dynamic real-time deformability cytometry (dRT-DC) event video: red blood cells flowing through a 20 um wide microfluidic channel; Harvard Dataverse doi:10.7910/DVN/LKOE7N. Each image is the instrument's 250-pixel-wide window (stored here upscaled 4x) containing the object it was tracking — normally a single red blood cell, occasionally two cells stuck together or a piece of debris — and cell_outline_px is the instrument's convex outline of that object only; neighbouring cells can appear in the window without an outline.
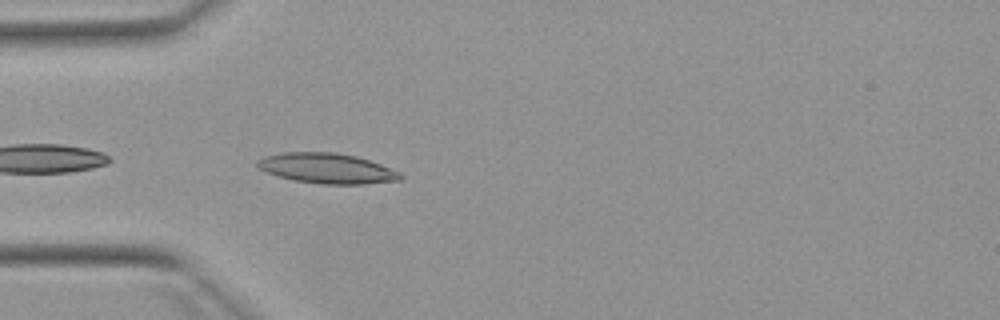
{"species": "Egyptian fruit bat (a non-hibernating species)", "species_latin": "Rousettus aegyptiacus", "temperature_condition": "warm", "stored_images_in_passage": 9, "camera_frame_rate_fps": 3000, "um_per_image_px": 0.085, "animal": {"sex": "female"}, "frame": {"image": 1, "passage_image": 2, "time_ms": 0.333, "image_size_px": [1000, 320], "cell_outline_px": [[404, 176], [400, 180], [364, 184], [320, 184], [292, 180], [276, 176], [256, 168], [256, 160], [264, 156], [284, 152], [332, 152], [356, 156], [380, 164], [400, 172]], "centroid_in_image_um": [27.74, 14.31], "position_along_channel_um": 57.3, "area_um2": 25.37}}